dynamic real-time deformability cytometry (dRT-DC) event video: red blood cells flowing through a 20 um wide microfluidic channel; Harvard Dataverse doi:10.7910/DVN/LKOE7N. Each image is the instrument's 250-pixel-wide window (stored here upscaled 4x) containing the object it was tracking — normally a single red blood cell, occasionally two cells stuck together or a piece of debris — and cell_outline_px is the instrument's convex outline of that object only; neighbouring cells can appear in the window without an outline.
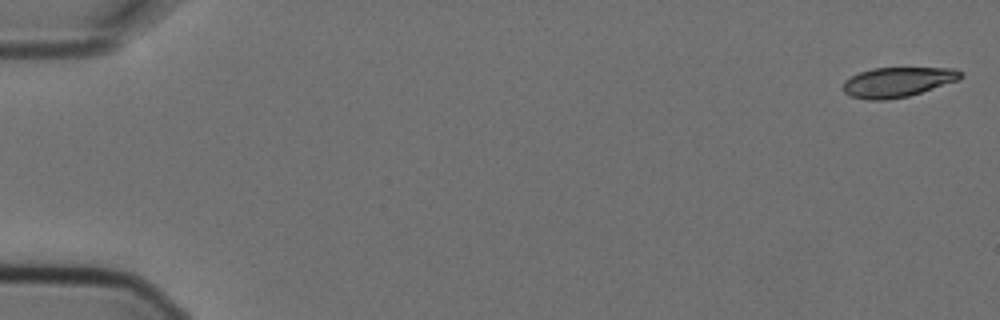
{"species": "Egyptian fruit bat (a non-hibernating species)", "species_latin": "Rousettus aegyptiacus", "temperature_condition": "cold", "stored_images_in_passage": 6, "camera_frame_rate_fps": 3000, "um_per_image_px": 0.085, "animal": {"sex": "female"}, "frame": {"image": 1, "passage_image": 1, "time_ms": 0.0, "image_size_px": [1000, 320], "cell_outline_px": [[964, 76], [960, 80], [908, 96], [884, 100], [868, 100], [852, 96], [844, 92], [840, 88], [844, 80], [860, 72], [872, 68], [956, 68], [964, 72]], "centroid_in_image_um": [76.31, 6.97], "position_along_channel_um": 8.7, "area_um2": 20.63}}
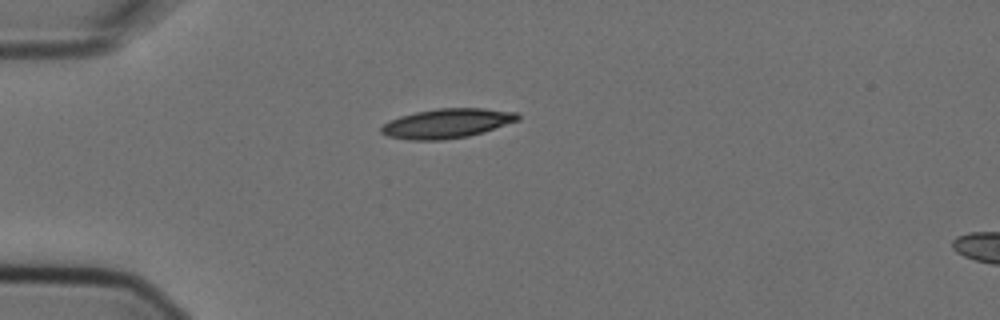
{"frame": {"image": 2, "passage_image": 4, "time_ms": 1.0, "image_size_px": [1000, 320], "cell_outline_px": [[520, 120], [484, 132], [468, 136], [444, 140], [408, 140], [388, 136], [380, 132], [380, 128], [384, 124], [400, 116], [416, 112], [436, 108], [484, 108], [516, 112], [520, 116]], "centroid_in_image_um": [38.02, 10.49], "position_along_channel_um": 47.0, "area_um2": 23.52}}
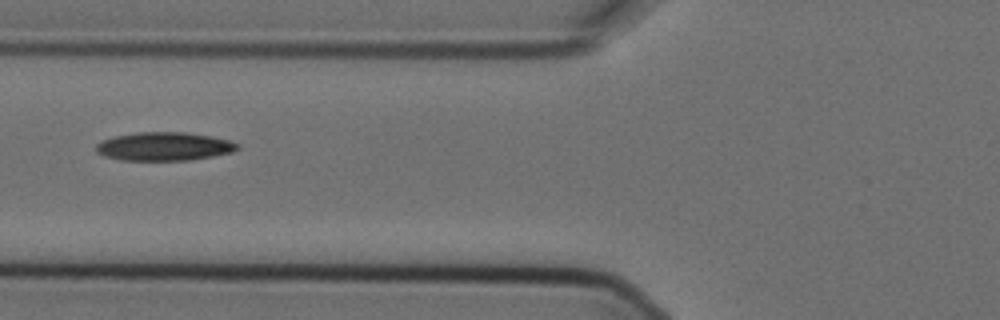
{"frame": {"image": 3, "passage_image": 6, "time_ms": 1.667, "image_size_px": [1000, 320], "cell_outline_px": [[240, 148], [232, 152], [212, 156], [188, 160], [120, 160], [104, 156], [96, 152], [96, 144], [100, 140], [116, 136], [136, 132], [184, 132], [212, 136], [228, 140], [240, 144]], "centroid_in_image_um": [13.94, 12.44], "position_along_channel_um": 111.9, "area_um2": 23.52}}